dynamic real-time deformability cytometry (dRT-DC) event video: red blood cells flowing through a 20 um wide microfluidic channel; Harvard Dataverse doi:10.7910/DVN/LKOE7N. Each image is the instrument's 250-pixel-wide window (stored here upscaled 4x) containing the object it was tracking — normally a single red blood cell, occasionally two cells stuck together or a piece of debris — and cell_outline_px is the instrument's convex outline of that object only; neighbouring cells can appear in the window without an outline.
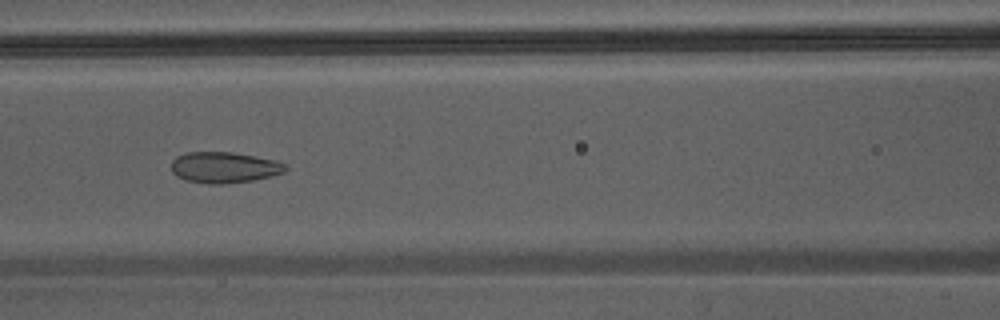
{"species": "Egyptian fruit bat (a non-hibernating species)", "species_latin": "Rousettus aegyptiacus", "temperature_condition": "warm", "stored_images_in_passage": 47, "camera_frame_rate_fps": 3000, "um_per_image_px": 0.085, "animal": {"sex": "male"}, "frame": {"image": 1, "passage_image": 21, "time_ms": 6.667, "image_size_px": [1000, 320], "cell_outline_px": [[288, 168], [284, 172], [252, 180], [224, 184], [208, 184], [188, 180], [176, 176], [172, 172], [172, 160], [176, 156], [188, 152], [232, 152], [272, 160], [284, 164]], "centroid_in_image_um": [19.0, 14.23], "position_along_channel_um": 147.6, "area_um2": 20.29}}
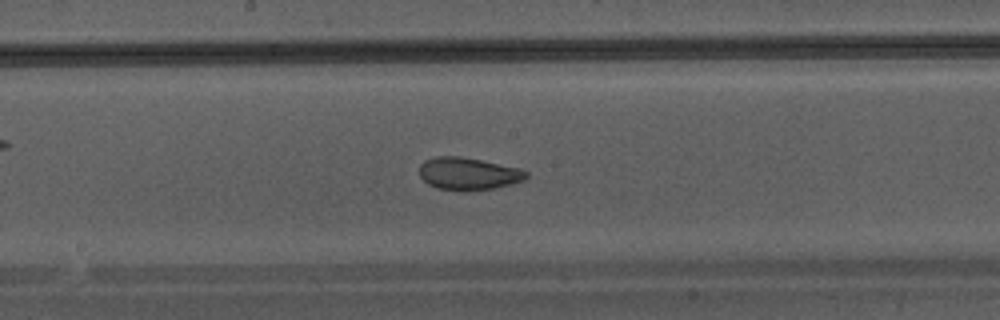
{"frame": {"image": 2, "passage_image": 25, "time_ms": 8.0, "image_size_px": [1000, 320], "cell_outline_px": [[528, 176], [524, 180], [492, 188], [436, 188], [428, 184], [420, 176], [420, 164], [424, 160], [436, 156], [460, 156], [520, 168], [528, 172]], "centroid_in_image_um": [39.79, 14.71], "position_along_channel_um": 208.4, "area_um2": 19.42}}
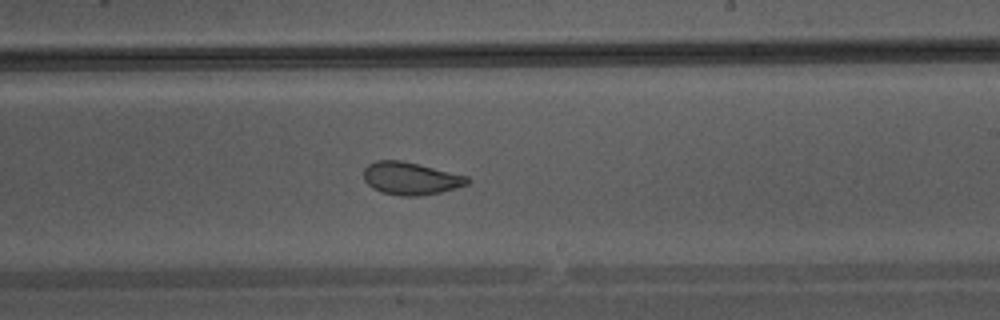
{"frame": {"image": 3, "passage_image": 28, "time_ms": 9.0, "image_size_px": [1000, 320], "cell_outline_px": [[472, 180], [468, 184], [456, 188], [424, 196], [400, 196], [380, 192], [372, 188], [364, 180], [364, 168], [368, 164], [376, 160], [400, 160], [468, 176]], "centroid_in_image_um": [34.9, 15.18], "position_along_channel_um": 254.1, "area_um2": 19.83}}